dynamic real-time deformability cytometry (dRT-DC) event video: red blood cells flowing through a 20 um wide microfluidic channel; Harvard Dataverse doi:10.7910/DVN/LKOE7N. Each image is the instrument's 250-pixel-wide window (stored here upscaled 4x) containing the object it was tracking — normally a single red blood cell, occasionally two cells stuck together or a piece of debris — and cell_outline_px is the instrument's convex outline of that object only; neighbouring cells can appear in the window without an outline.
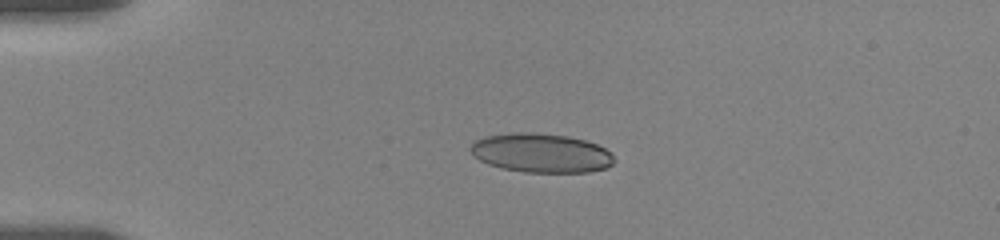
{"species": "human", "species_latin": "Homo sapiens", "temperature_condition": "room temperature", "stored_images_in_passage": 4, "camera_frame_rate_fps": 3000, "um_per_image_px": 0.085, "donor": {"sex": "female"}, "frame": {"image": 1, "passage_image": 3, "time_ms": 2.333, "image_size_px": [1000, 240], "cell_outline_px": [[616, 160], [608, 168], [588, 172], [524, 172], [504, 168], [488, 164], [472, 156], [468, 148], [476, 140], [484, 136], [512, 132], [532, 132], [568, 136], [584, 140], [596, 144], [612, 152]], "centroid_in_image_um": [46.0, 13.0], "position_along_channel_um": 39.0, "area_um2": 33.0}}